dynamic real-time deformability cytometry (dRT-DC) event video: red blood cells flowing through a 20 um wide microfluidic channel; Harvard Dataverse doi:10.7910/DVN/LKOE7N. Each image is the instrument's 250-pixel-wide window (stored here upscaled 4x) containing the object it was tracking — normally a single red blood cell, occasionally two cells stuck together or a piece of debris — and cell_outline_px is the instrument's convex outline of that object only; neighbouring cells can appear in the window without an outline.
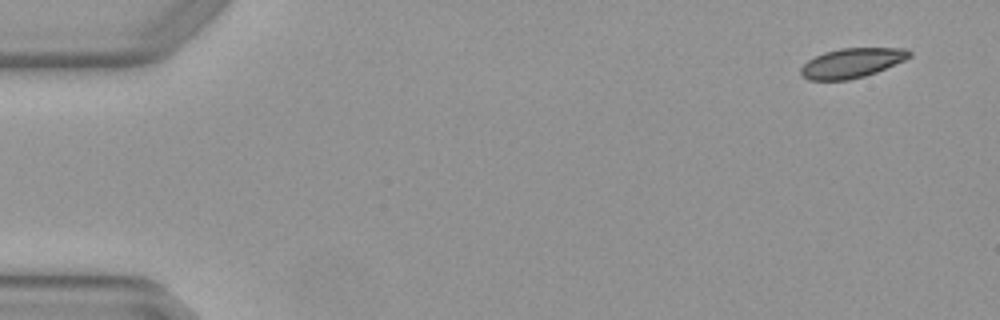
{"species": "Egyptian fruit bat (a non-hibernating species)", "species_latin": "Rousettus aegyptiacus", "temperature_condition": "warm", "stored_images_in_passage": 3, "camera_frame_rate_fps": 3000, "um_per_image_px": 0.085, "animal": {"sex": "female"}, "frame": {"image": 1, "passage_image": 1, "time_ms": 0.0, "image_size_px": [1000, 320], "cell_outline_px": [[912, 56], [904, 60], [876, 72], [864, 76], [848, 80], [808, 80], [800, 76], [800, 68], [808, 60], [824, 52], [840, 48], [908, 48], [912, 52]], "centroid_in_image_um": [72.39, 5.35], "position_along_channel_um": 12.6, "area_um2": 18.79}}
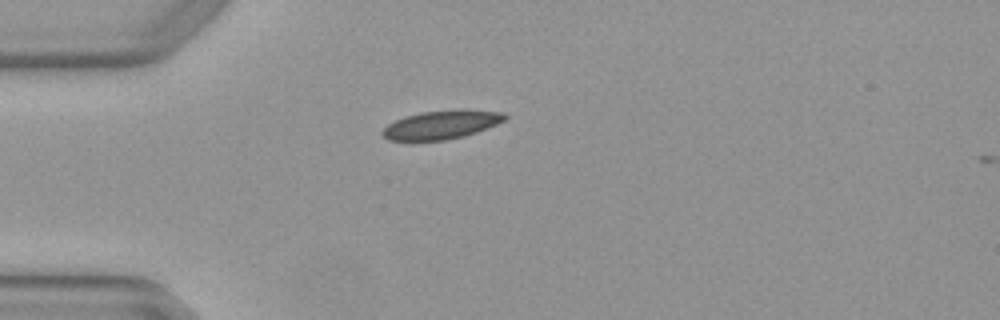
{"frame": {"image": 2, "passage_image": 2, "time_ms": 0.333, "image_size_px": [1000, 320], "cell_outline_px": [[508, 116], [504, 120], [496, 124], [476, 132], [464, 136], [444, 140], [388, 140], [380, 136], [380, 132], [388, 124], [404, 116], [420, 112], [460, 108], [464, 108], [504, 112]], "centroid_in_image_um": [37.52, 10.57], "position_along_channel_um": 47.5, "area_um2": 20.69}}